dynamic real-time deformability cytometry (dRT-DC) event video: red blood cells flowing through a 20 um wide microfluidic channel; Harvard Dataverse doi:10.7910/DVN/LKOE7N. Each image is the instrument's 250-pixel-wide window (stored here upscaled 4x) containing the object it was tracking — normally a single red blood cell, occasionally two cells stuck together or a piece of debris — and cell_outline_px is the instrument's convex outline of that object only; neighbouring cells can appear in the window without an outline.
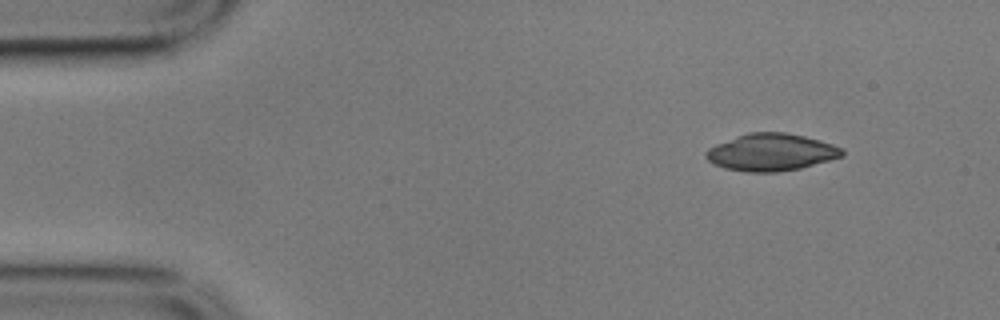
{"species": "common noctule bat (a hibernating species)", "species_latin": "Nyctalus noctula", "temperature_condition": "cold", "stored_images_in_passage": 51, "camera_frame_rate_fps": 3000, "um_per_image_px": 0.085, "animal": {"sex": "male", "body_mass_g": 17.9}, "frame": {"image": 1, "passage_image": 1, "time_ms": 0.0, "image_size_px": [1000, 320], "cell_outline_px": [[844, 156], [800, 168], [776, 172], [744, 172], [724, 168], [708, 160], [704, 156], [704, 152], [708, 148], [716, 144], [736, 136], [748, 132], [784, 132], [804, 136], [820, 140], [844, 148]], "centroid_in_image_um": [65.54, 12.94], "position_along_channel_um": 19.5, "area_um2": 29.59}}